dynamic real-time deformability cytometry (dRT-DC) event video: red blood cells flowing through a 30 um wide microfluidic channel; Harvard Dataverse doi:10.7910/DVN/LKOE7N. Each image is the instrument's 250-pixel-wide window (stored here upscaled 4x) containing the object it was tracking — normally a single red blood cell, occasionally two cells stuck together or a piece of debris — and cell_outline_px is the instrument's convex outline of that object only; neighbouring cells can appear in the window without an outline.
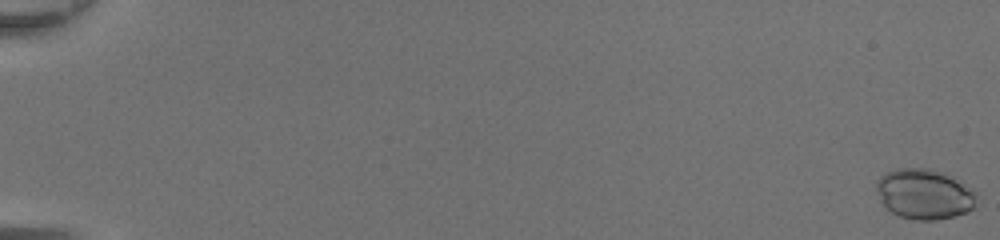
{"species": "common noctule bat (a hibernating species)", "species_latin": "Nyctalus noctula", "temperature_condition": "room temperature", "stored_images_in_passage": 50, "camera_frame_rate_fps": 3000, "um_per_image_px": 0.085, "animal": {"sex": "female", "body_mass_g": 20.0, "forearm_length_mm": 54.0}, "frame": {"image": 1, "passage_image": 1, "time_ms": 0.0, "image_size_px": [1000, 240], "cell_outline_px": [[976, 196], [972, 208], [964, 212], [952, 216], [936, 220], [912, 220], [900, 216], [892, 212], [880, 200], [876, 188], [876, 180], [880, 176], [896, 168], [932, 168], [944, 172], [976, 192]], "centroid_in_image_um": [78.53, 16.48], "position_along_channel_um": 6.5, "area_um2": 29.07}}
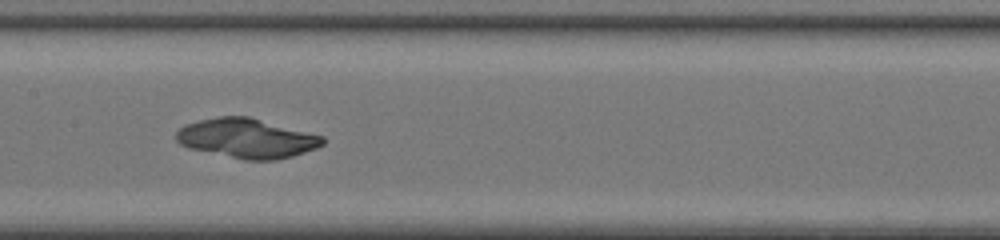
{"frame": {"image": 2, "passage_image": 28, "time_ms": 9.0, "image_size_px": [1000, 240], "cell_outline_px": [[324, 144], [316, 148], [292, 156], [276, 160], [244, 160], [188, 148], [180, 144], [176, 140], [176, 132], [184, 124], [200, 120], [220, 116], [248, 116], [324, 136]], "centroid_in_image_um": [20.97, 11.76], "position_along_channel_um": 186.4, "area_um2": 33.7}}
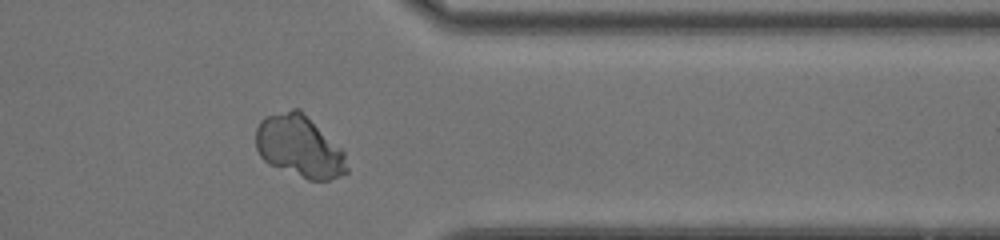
{"frame": {"image": 3, "passage_image": 42, "time_ms": 13.667, "image_size_px": [1000, 240], "cell_outline_px": [[348, 172], [340, 176], [328, 180], [308, 180], [268, 164], [260, 156], [256, 148], [256, 128], [260, 120], [264, 116], [292, 108], [300, 108], [344, 152], [348, 168]], "centroid_in_image_um": [25.42, 12.44], "position_along_channel_um": 386.0, "area_um2": 33.0}}